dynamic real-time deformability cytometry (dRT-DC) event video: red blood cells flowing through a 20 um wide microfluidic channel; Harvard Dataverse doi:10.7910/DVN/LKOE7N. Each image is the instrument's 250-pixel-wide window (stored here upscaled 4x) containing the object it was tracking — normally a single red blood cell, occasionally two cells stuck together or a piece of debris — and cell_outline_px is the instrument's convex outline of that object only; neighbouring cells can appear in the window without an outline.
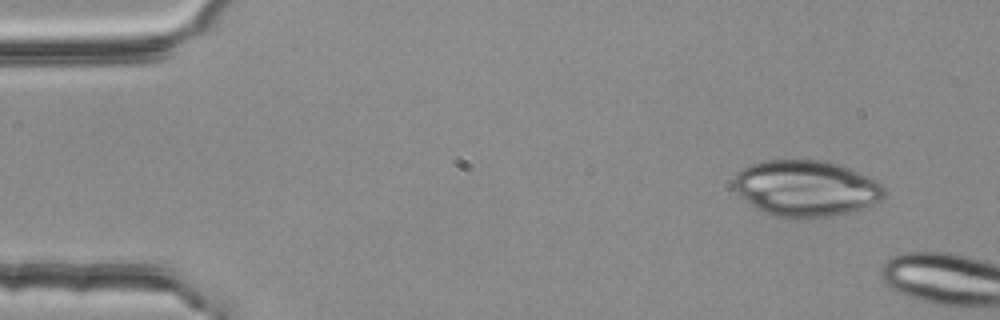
{"species": "common noctule bat (a hibernating species)", "species_latin": "Nyctalus noctula", "temperature_condition": "room temperature", "stored_images_in_passage": 2, "camera_frame_rate_fps": 3000, "um_per_image_px": 0.085, "animal": {"sex": "female", "body_mass_g": 25.1}, "frame": {"image": 1, "passage_image": 1, "time_ms": 0.0, "image_size_px": [1000, 320], "cell_outline_px": [[888, 192], [880, 200], [860, 208], [848, 212], [832, 216], [804, 220], [788, 220], [772, 216], [756, 208], [736, 192], [732, 188], [732, 180], [736, 172], [740, 168], [748, 164], [764, 160], [824, 160], [840, 164], [880, 180], [884, 184]], "centroid_in_image_um": [68.49, 16.01], "position_along_channel_um": 16.5, "area_um2": 50.58}}